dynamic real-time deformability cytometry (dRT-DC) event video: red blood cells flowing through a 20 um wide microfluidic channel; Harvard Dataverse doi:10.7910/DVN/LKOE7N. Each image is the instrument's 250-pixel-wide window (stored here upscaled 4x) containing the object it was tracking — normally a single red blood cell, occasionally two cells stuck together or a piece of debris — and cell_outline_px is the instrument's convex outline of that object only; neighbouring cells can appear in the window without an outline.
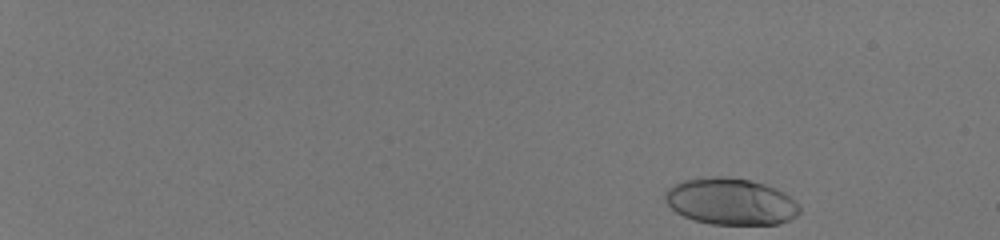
{"species": "human", "species_latin": "Homo sapiens", "temperature_condition": "room temperature", "stored_images_in_passage": 49, "camera_frame_rate_fps": 3000, "um_per_image_px": 0.085, "donor": {"sex": "male"}, "frame": {"image": 1, "passage_image": 1, "time_ms": 0.0, "image_size_px": [1000, 240], "cell_outline_px": [[800, 212], [796, 216], [780, 224], [712, 224], [692, 220], [676, 212], [664, 200], [664, 192], [668, 188], [684, 180], [716, 176], [728, 176], [748, 180], [764, 184], [776, 188], [784, 192], [800, 204]], "centroid_in_image_um": [62.12, 17.13], "position_along_channel_um": 22.9, "area_um2": 36.65}}
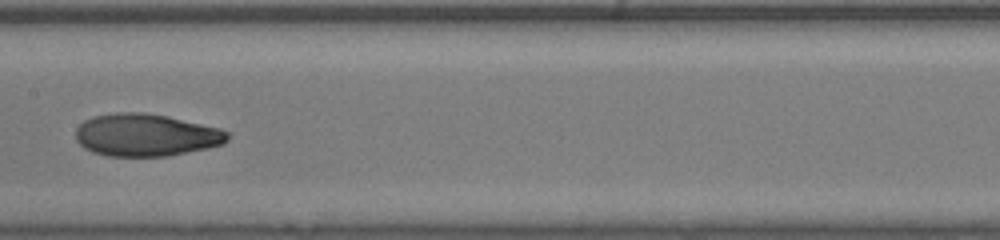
{"frame": {"image": 2, "passage_image": 28, "time_ms": 9.0, "image_size_px": [1000, 240], "cell_outline_px": [[228, 140], [224, 144], [208, 148], [168, 156], [108, 156], [92, 152], [84, 148], [76, 140], [76, 128], [84, 120], [92, 116], [116, 112], [144, 112], [168, 116], [220, 128], [228, 132]], "centroid_in_image_um": [12.4, 11.47], "position_along_channel_um": 195.0, "area_um2": 37.8}}
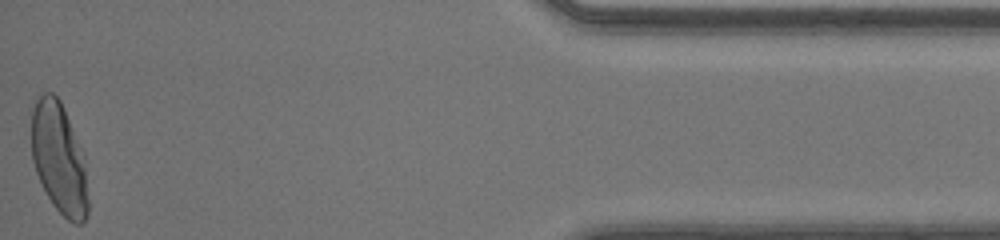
{"frame": {"image": 3, "passage_image": 49, "time_ms": 16.0, "image_size_px": [1000, 240], "cell_outline_px": [[88, 212], [84, 220], [80, 224], [76, 224], [68, 220], [52, 204], [36, 172], [32, 160], [32, 108], [36, 100], [44, 92], [52, 92], [60, 100], [64, 108], [84, 156], [88, 200]], "centroid_in_image_um": [5.02, 13.46], "position_along_channel_um": 430.2, "area_um2": 36.36}, "authors_computed_cell_mechanics": {"area_um2": 36.6452, "velocity_mm_per_s": 4.1407, "shape_relaxation_time_tau1_ms": 5.5767, "shape_relaxation_time_tau2_ms": 0.9062, "deformation_change_tau1": 0.2597, "deformation_change_tau2": 0.0521}}